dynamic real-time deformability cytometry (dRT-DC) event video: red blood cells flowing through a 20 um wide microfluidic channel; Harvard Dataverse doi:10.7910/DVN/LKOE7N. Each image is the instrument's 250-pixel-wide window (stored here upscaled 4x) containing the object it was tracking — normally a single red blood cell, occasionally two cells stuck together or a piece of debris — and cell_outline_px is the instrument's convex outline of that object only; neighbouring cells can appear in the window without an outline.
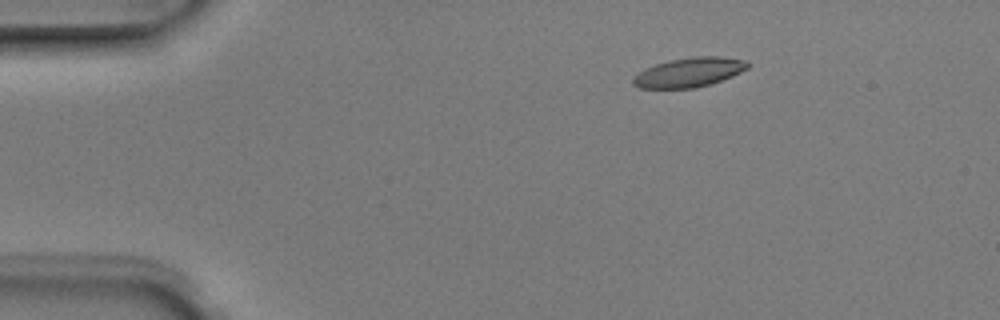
{"species": "Egyptian fruit bat (a non-hibernating species)", "species_latin": "Rousettus aegyptiacus", "temperature_condition": "room temperature", "stored_images_in_passage": 5, "segment_of_instrument_passage": [1, 2], "camera_frame_rate_fps": 3000, "um_per_image_px": 0.085, "animal": {"sex": "male"}, "frame": {"image": 1, "passage_image": 2, "time_ms": 0.333, "image_size_px": [1000, 320], "cell_outline_px": [[748, 68], [732, 76], [696, 88], [640, 88], [632, 84], [632, 80], [644, 68], [668, 60], [692, 56], [720, 56], [748, 60]], "centroid_in_image_um": [58.58, 6.13], "position_along_channel_um": 26.4, "area_um2": 19.59}}
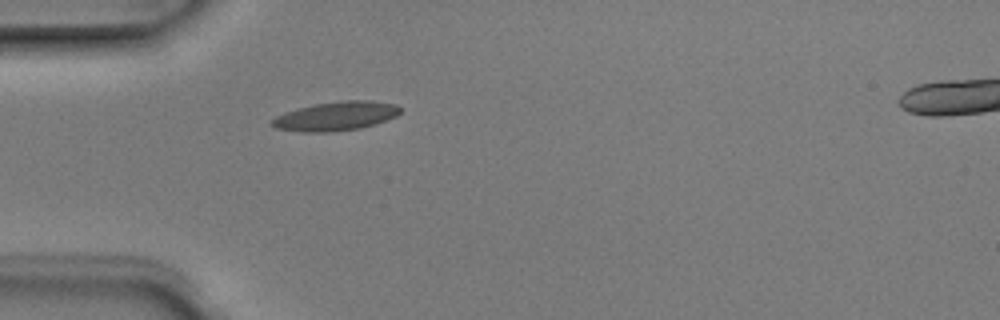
{"frame": {"image": 2, "passage_image": 4, "time_ms": 1.0, "image_size_px": [1000, 320], "cell_outline_px": [[400, 112], [396, 116], [376, 124], [360, 128], [332, 132], [300, 132], [276, 128], [268, 124], [276, 116], [284, 112], [316, 104], [344, 100], [372, 100], [396, 104], [400, 108]], "centroid_in_image_um": [28.55, 9.88], "position_along_channel_um": 56.5, "area_um2": 21.73}}